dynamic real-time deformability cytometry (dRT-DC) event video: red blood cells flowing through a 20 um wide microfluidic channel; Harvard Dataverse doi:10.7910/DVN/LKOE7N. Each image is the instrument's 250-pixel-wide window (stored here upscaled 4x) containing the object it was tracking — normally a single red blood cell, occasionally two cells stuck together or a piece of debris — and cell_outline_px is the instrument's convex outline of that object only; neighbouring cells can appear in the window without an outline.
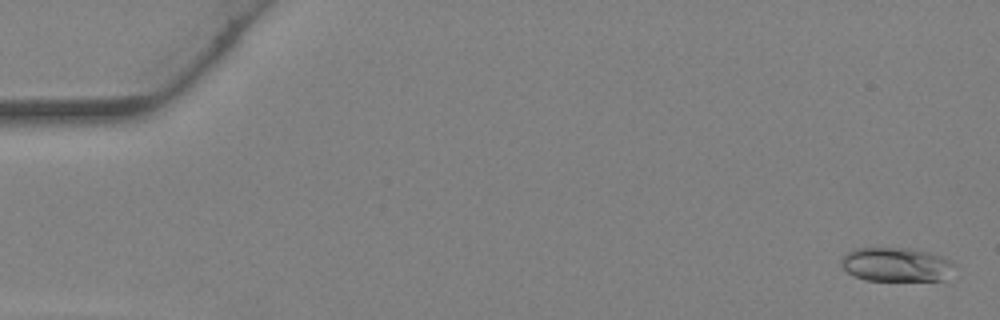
{"species": "Egyptian fruit bat (a non-hibernating species)", "species_latin": "Rousettus aegyptiacus", "temperature_condition": "warm", "stored_images_in_passage": 40, "camera_frame_rate_fps": 3000, "um_per_image_px": 0.085, "animal": {"sex": "female"}, "frame": {"image": 1, "passage_image": 2, "time_ms": 0.333, "image_size_px": [1000, 320], "cell_outline_px": [[952, 264], [944, 280], [868, 280], [856, 276], [848, 272], [840, 264], [840, 260], [852, 248], [912, 248], [928, 252], [940, 256], [948, 260]], "centroid_in_image_um": [76.1, 22.47], "position_along_channel_um": 8.9, "area_um2": 21.96}}
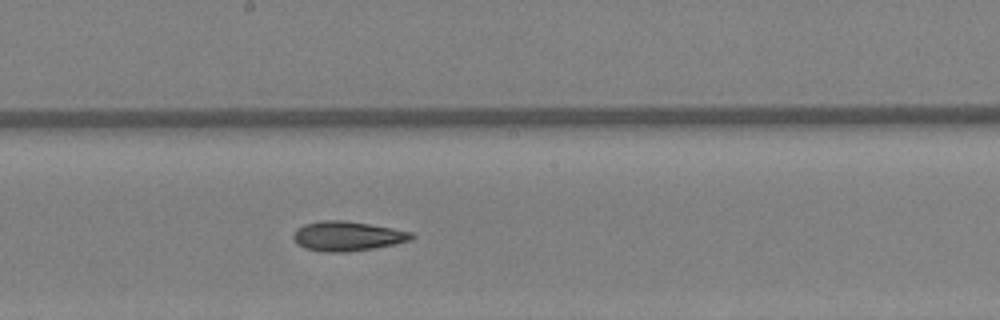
{"frame": {"image": 2, "passage_image": 22, "time_ms": 7.0, "image_size_px": [1000, 320], "cell_outline_px": [[416, 236], [412, 240], [372, 248], [344, 252], [328, 252], [304, 248], [292, 236], [296, 228], [304, 224], [324, 220], [340, 220], [368, 224], [392, 228], [412, 232]], "centroid_in_image_um": [29.53, 20.06], "position_along_channel_um": 218.7, "area_um2": 20.06}}
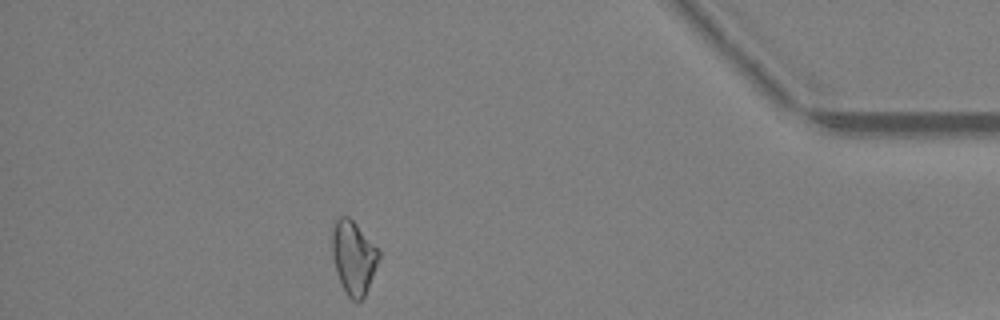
{"frame": {"image": 3, "passage_image": 35, "time_ms": 11.333, "image_size_px": [1000, 320], "cell_outline_px": [[380, 256], [368, 288], [364, 296], [360, 300], [352, 300], [348, 296], [340, 280], [332, 256], [332, 232], [336, 220], [340, 216], [348, 216], [356, 224], [380, 252]], "centroid_in_image_um": [30.04, 21.87], "position_along_channel_um": 405.2, "area_um2": 19.42}}